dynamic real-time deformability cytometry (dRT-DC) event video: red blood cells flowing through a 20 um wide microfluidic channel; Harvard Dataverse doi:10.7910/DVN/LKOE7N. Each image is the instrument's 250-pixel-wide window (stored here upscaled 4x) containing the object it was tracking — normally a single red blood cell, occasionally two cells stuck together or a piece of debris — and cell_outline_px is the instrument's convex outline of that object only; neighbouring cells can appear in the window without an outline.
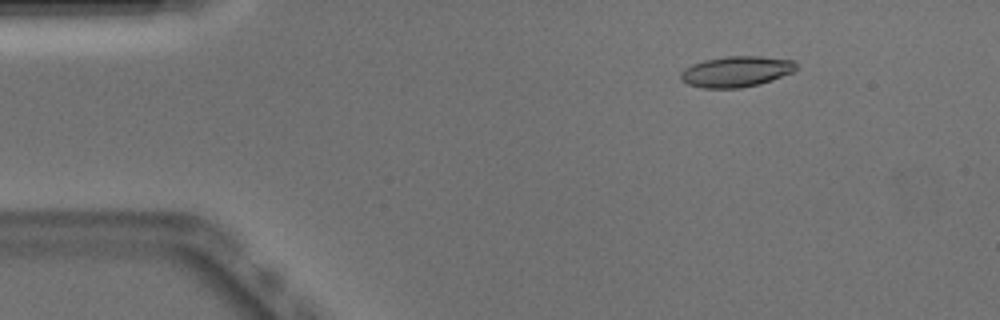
{"species": "Egyptian fruit bat (a non-hibernating species)", "species_latin": "Rousettus aegyptiacus", "temperature_condition": "warm", "stored_images_in_passage": 46, "camera_frame_rate_fps": 3000, "um_per_image_px": 0.085, "animal": {"sex": "male"}, "frame": {"image": 1, "passage_image": 2, "time_ms": 0.333, "image_size_px": [1000, 320], "cell_outline_px": [[796, 68], [792, 72], [772, 80], [760, 84], [740, 88], [704, 88], [688, 84], [680, 80], [680, 72], [684, 68], [692, 64], [704, 60], [728, 56], [760, 56], [792, 60], [796, 64]], "centroid_in_image_um": [62.54, 6.08], "position_along_channel_um": 22.5, "area_um2": 20.69}}
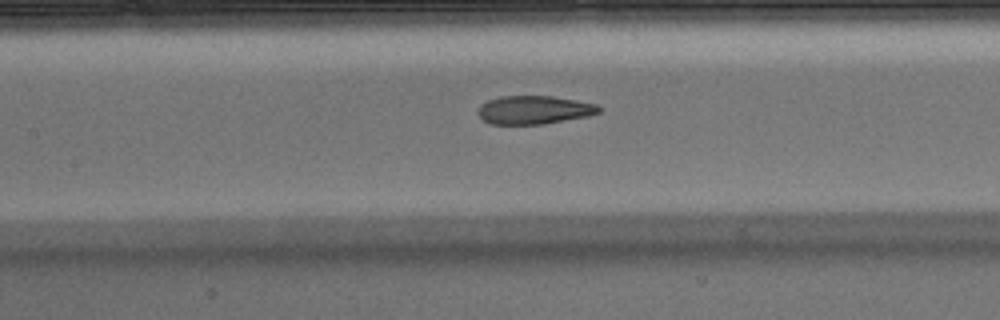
{"frame": {"image": 2, "passage_image": 18, "time_ms": 5.667, "image_size_px": [1000, 320], "cell_outline_px": [[604, 108], [600, 112], [588, 116], [544, 124], [488, 124], [476, 112], [480, 104], [488, 100], [500, 96], [552, 96], [576, 100], [596, 104]], "centroid_in_image_um": [45.4, 9.34], "position_along_channel_um": 162.0, "area_um2": 20.17}}
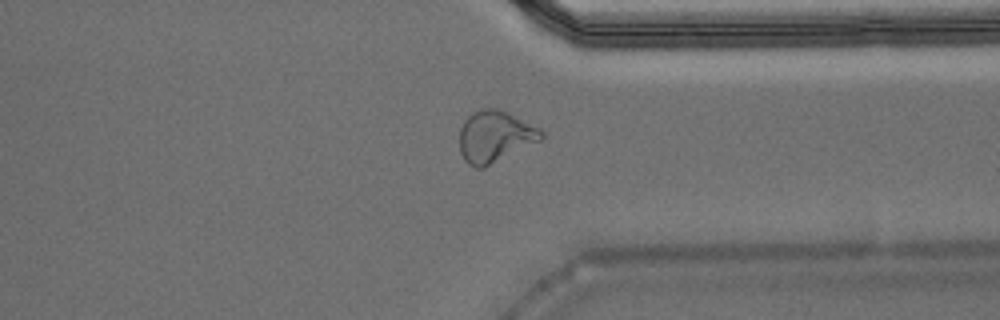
{"frame": {"image": 3, "passage_image": 34, "time_ms": 11.0, "image_size_px": [1000, 320], "cell_outline_px": [[544, 140], [484, 168], [476, 168], [468, 164], [464, 160], [460, 152], [460, 128], [464, 120], [472, 112], [480, 108], [496, 108], [508, 112], [540, 128], [544, 132]], "centroid_in_image_um": [42.1, 11.61], "position_along_channel_um": 369.3, "area_um2": 25.09}, "authors_computed_cell_mechanics": {"area_um2": 21.2126, "velocity_mm_per_s": 3.9219, "shape_relaxation_time_tau1_ms": 10.5908, "shape_relaxation_time_tau2_ms": 1.0389, "deformation_change_tau1": 0.3264, "deformation_change_tau2": 0.0829}}